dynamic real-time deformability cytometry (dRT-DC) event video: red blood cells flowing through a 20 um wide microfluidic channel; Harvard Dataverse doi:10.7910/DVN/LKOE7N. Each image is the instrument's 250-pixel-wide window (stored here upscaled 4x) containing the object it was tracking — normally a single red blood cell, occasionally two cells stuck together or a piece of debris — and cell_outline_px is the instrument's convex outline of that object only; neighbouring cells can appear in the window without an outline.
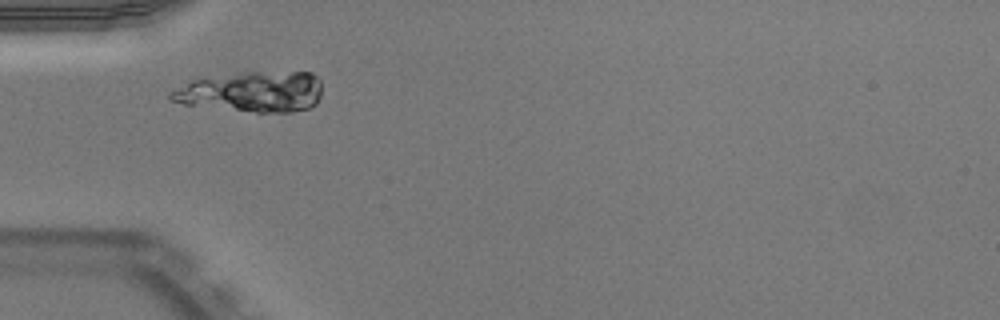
{"species": "Egyptian fruit bat (a non-hibernating species)", "species_latin": "Rousettus aegyptiacus", "temperature_condition": "warm", "stored_images_in_passage": 42, "camera_frame_rate_fps": 3000, "um_per_image_px": 0.085, "animal": {"sex": "male"}, "frame": {"image": 1, "passage_image": 7, "time_ms": 2.0, "image_size_px": [1000, 320], "cell_outline_px": [[320, 96], [316, 104], [308, 108], [292, 112], [256, 112], [184, 104], [168, 100], [168, 92], [192, 80], [244, 72], [312, 72], [320, 80]], "centroid_in_image_um": [21.42, 7.8], "position_along_channel_um": 63.6, "area_um2": 35.6}}
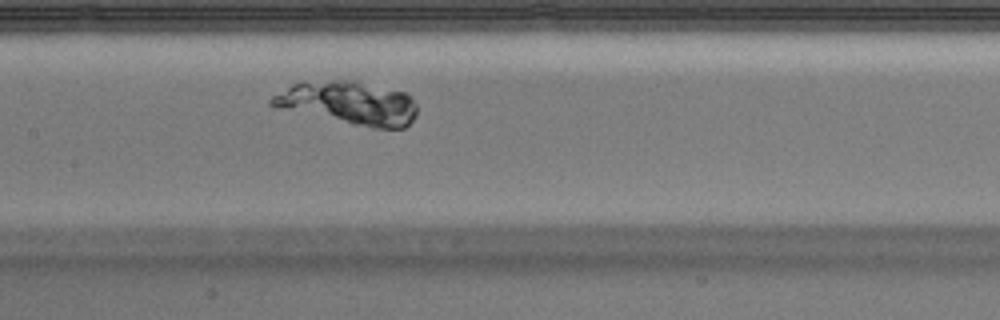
{"frame": {"image": 2, "passage_image": 16, "time_ms": 5.0, "image_size_px": [1000, 320], "cell_outline_px": [[416, 116], [404, 128], [372, 128], [352, 124], [268, 104], [268, 100], [272, 96], [292, 84], [344, 80], [356, 80], [404, 92], [412, 96], [416, 104]], "centroid_in_image_um": [29.73, 8.75], "position_along_channel_um": 177.7, "area_um2": 35.84}}